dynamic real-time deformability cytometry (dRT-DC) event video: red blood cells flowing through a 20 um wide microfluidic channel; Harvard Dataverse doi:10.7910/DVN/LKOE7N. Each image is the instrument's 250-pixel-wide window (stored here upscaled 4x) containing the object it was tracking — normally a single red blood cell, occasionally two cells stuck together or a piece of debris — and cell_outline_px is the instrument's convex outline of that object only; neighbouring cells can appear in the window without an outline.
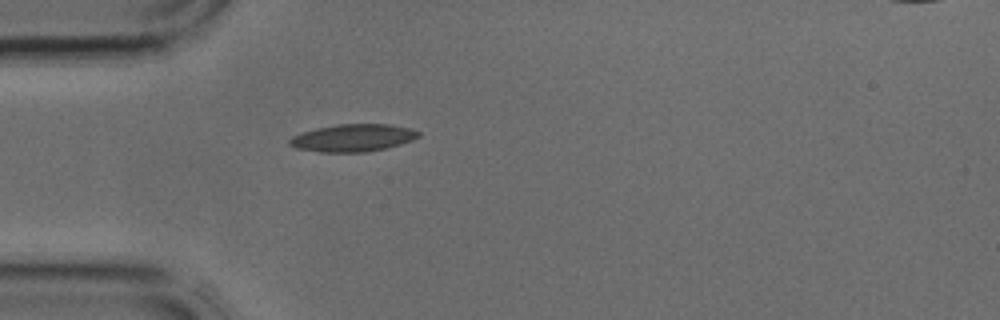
{"species": "common noctule bat (a hibernating species)", "species_latin": "Nyctalus noctula", "temperature_condition": "cold", "stored_images_in_passage": 1, "camera_frame_rate_fps": 3000, "um_per_image_px": 0.085, "animal": {"sex": "male", "body_mass_g": 17.9, "forearm_length_mm": 54.2}, "frame": {"image": 1, "passage_image": 1, "time_ms": 0.0, "image_size_px": [1000, 320], "cell_outline_px": [[420, 136], [412, 140], [400, 144], [384, 148], [364, 152], [320, 152], [296, 148], [288, 144], [288, 140], [292, 136], [316, 128], [336, 124], [388, 124], [408, 128], [420, 132]], "centroid_in_image_um": [29.97, 11.72], "position_along_channel_um": 55.0, "area_um2": 20.46}}